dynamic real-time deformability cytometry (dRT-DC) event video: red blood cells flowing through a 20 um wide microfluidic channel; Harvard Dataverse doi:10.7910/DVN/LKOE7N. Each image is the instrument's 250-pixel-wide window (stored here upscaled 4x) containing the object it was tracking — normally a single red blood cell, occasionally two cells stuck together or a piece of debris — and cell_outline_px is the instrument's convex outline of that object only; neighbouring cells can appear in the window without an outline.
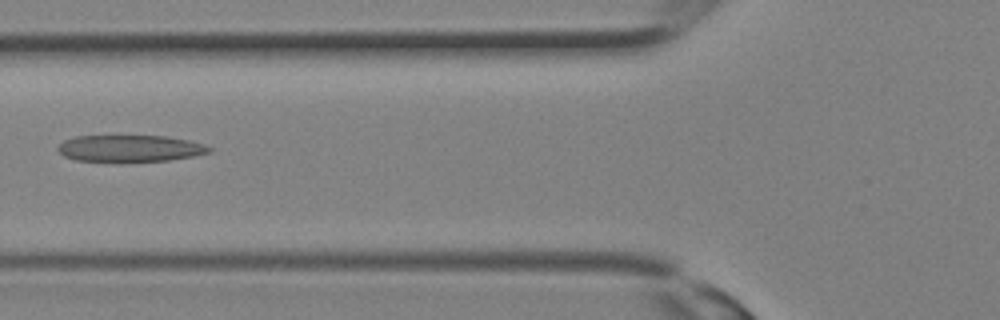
{"species": "Egyptian fruit bat (a non-hibernating species)", "species_latin": "Rousettus aegyptiacus", "temperature_condition": "room temperature", "stored_images_in_passage": 13, "camera_frame_rate_fps": 3000, "um_per_image_px": 0.085, "animal": {"sex": "female"}, "frame": {"image": 1, "passage_image": 10, "time_ms": 3.0, "image_size_px": [1000, 320], "cell_outline_px": [[212, 152], [192, 156], [168, 160], [76, 160], [64, 156], [56, 148], [64, 140], [76, 136], [164, 136], [188, 140], [204, 144], [212, 148]], "centroid_in_image_um": [11.06, 12.59], "position_along_channel_um": 114.7, "area_um2": 22.95}}
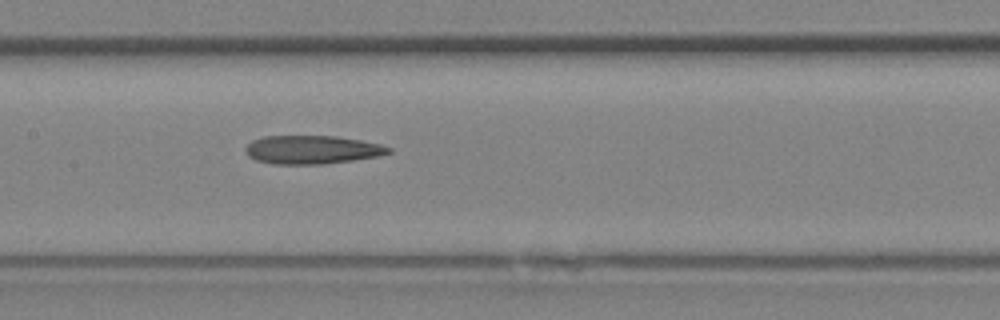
{"frame": {"image": 2, "passage_image": 13, "time_ms": 4.0, "image_size_px": [1000, 320], "cell_outline_px": [[392, 152], [376, 156], [352, 160], [324, 164], [272, 164], [256, 160], [248, 156], [244, 148], [252, 140], [264, 136], [336, 136], [360, 140], [380, 144], [392, 148]], "centroid_in_image_um": [26.5, 12.72], "position_along_channel_um": 180.9, "area_um2": 23.7}}